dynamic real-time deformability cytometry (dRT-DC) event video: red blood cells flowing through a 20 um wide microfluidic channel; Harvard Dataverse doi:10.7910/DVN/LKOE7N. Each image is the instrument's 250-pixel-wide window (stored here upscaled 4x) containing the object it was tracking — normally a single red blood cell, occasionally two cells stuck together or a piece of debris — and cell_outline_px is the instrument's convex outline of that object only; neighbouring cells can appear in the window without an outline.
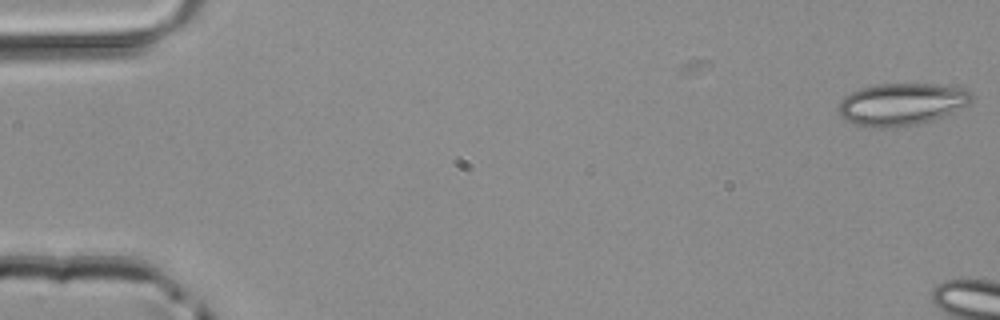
{"species": "common noctule bat (a hibernating species)", "species_latin": "Nyctalus noctula", "temperature_condition": "room temperature", "stored_images_in_passage": 3, "camera_frame_rate_fps": 3000, "um_per_image_px": 0.085, "animal": {"sex": "male", "body_mass_g": 20.4}, "frame": {"image": 1, "passage_image": 3, "time_ms": 0.667, "image_size_px": [1000, 320], "cell_outline_px": [[976, 96], [968, 104], [932, 120], [920, 124], [904, 128], [872, 128], [856, 124], [840, 116], [836, 108], [840, 100], [844, 96], [860, 88], [880, 84], [936, 84], [964, 88]], "centroid_in_image_um": [76.61, 8.87], "position_along_channel_um": 8.4, "area_um2": 33.06}}